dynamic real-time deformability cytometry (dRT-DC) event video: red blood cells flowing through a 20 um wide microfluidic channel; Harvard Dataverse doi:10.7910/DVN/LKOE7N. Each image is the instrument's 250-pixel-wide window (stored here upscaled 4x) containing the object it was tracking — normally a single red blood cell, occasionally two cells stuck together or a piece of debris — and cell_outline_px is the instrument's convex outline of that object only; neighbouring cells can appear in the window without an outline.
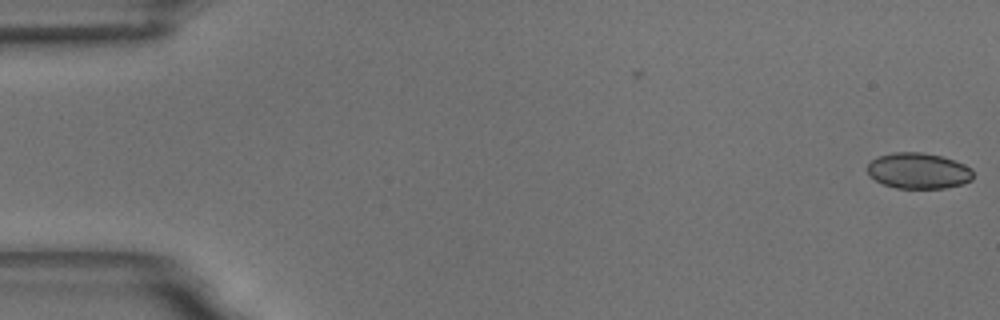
{"species": "common noctule bat (a hibernating species)", "species_latin": "Nyctalus noctula", "temperature_condition": "room temperature", "stored_images_in_passage": 2, "camera_frame_rate_fps": 3000, "um_per_image_px": 0.085, "animal": {"sex": "male", "body_mass_g": 18.8}, "frame": {"image": 1, "passage_image": 2, "time_ms": 0.333, "image_size_px": [1000, 320], "cell_outline_px": [[972, 180], [964, 184], [944, 188], [896, 188], [884, 184], [868, 176], [868, 164], [872, 160], [880, 156], [892, 152], [920, 152], [944, 156], [964, 164], [972, 168]], "centroid_in_image_um": [78.09, 14.51], "position_along_channel_um": 6.9, "area_um2": 22.2}}